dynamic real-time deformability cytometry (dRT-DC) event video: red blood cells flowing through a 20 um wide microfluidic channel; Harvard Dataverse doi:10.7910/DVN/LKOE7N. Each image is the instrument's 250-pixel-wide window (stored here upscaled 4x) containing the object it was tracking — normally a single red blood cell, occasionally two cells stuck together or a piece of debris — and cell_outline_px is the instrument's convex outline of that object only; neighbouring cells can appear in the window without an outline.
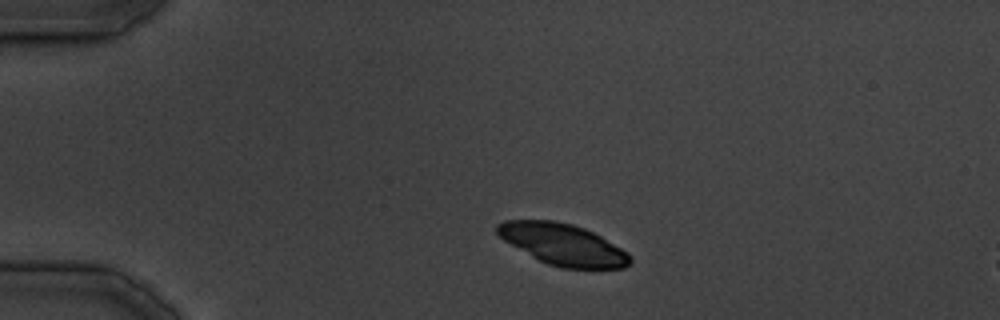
{"species": "common noctule bat (a hibernating species)", "species_latin": "Nyctalus noctula", "temperature_condition": "cold", "stored_images_in_passage": 5, "camera_frame_rate_fps": 3000, "um_per_image_px": 0.085, "animal": {"sex": "male", "body_mass_g": 19.5, "forearm_length_mm": 54.6}, "frame": {"image": 1, "passage_image": 1, "time_ms": 0.0, "image_size_px": [1000, 320], "cell_outline_px": [[632, 260], [624, 268], [560, 268], [548, 264], [532, 256], [504, 240], [496, 232], [496, 224], [504, 220], [552, 220], [572, 224], [584, 228], [600, 236], [628, 252], [632, 256]], "centroid_in_image_um": [47.85, 20.77], "position_along_channel_um": 37.1, "area_um2": 31.79}}